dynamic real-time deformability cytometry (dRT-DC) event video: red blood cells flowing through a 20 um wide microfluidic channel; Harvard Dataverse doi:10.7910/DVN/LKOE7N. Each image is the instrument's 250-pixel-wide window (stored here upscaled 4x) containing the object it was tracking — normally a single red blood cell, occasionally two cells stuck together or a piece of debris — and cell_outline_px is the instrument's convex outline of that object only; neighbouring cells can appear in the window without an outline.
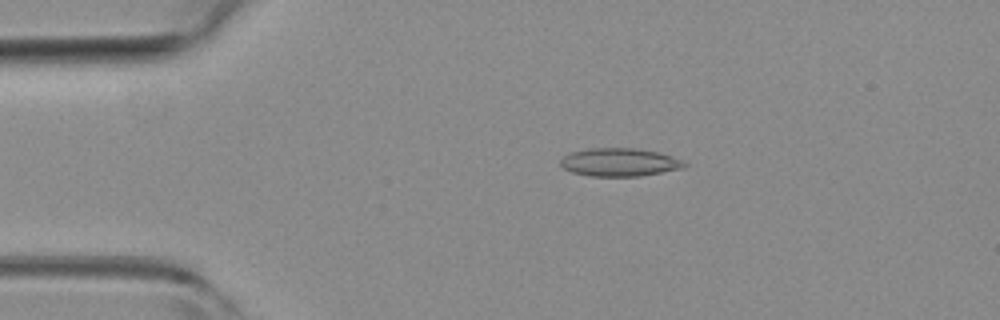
{"species": "common noctule bat (a hibernating species)", "species_latin": "Nyctalus noctula", "temperature_condition": "room temperature", "stored_images_in_passage": 4, "camera_frame_rate_fps": 3000, "um_per_image_px": 0.085, "animal": {"sex": "female", "body_mass_g": 19.3, "forearm_length_mm": 54.1}, "frame": {"image": 1, "passage_image": 3, "time_ms": 0.667, "image_size_px": [1000, 320], "cell_outline_px": [[688, 164], [684, 168], [640, 176], [592, 176], [572, 172], [564, 168], [560, 164], [560, 160], [564, 156], [572, 152], [588, 148], [632, 148], [656, 152], [680, 160]], "centroid_in_image_um": [52.63, 13.79], "position_along_channel_um": 32.4, "area_um2": 20.0}}
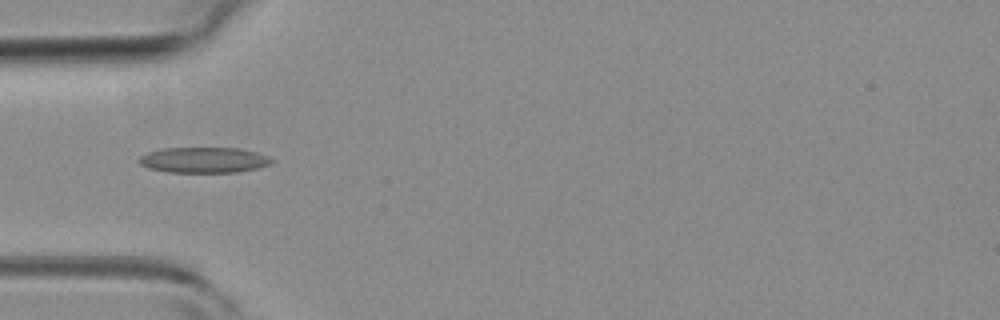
{"frame": {"image": 2, "passage_image": 4, "time_ms": 1.0, "image_size_px": [1000, 320], "cell_outline_px": [[276, 160], [272, 164], [256, 168], [236, 172], [168, 172], [148, 168], [140, 164], [140, 156], [148, 152], [164, 148], [240, 148], [256, 152], [268, 156]], "centroid_in_image_um": [17.37, 13.6], "position_along_channel_um": 67.6, "area_um2": 19.77}}